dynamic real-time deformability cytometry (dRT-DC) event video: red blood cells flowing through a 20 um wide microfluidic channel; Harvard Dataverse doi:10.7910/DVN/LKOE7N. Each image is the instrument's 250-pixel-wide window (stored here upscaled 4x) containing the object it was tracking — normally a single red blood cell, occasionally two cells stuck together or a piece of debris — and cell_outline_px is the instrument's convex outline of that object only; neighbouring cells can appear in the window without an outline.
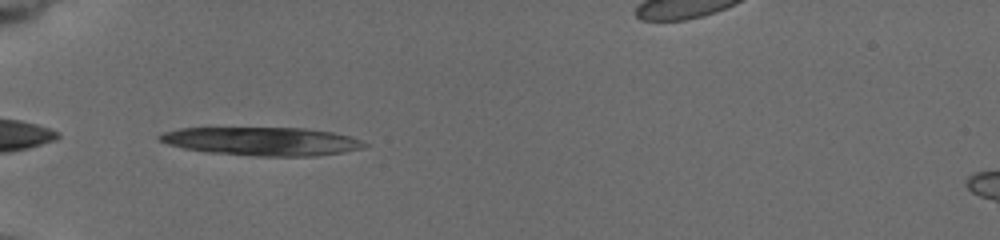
{"species": "common noctule bat (a hibernating species)", "species_latin": "Nyctalus noctula", "temperature_condition": "cold", "stored_images_in_passage": 32, "camera_frame_rate_fps": 3000, "um_per_image_px": 0.085, "animal": {"sex": "female", "body_mass_g": 19.5, "forearm_length_mm": 54.1}, "frame": {"image": 1, "passage_image": 3, "time_ms": 1.0, "image_size_px": [1000, 240], "cell_outline_px": [[368, 144], [360, 148], [344, 152], [316, 156], [256, 156], [208, 152], [184, 148], [168, 144], [160, 140], [156, 136], [164, 132], [180, 128], [304, 128], [332, 132], [352, 136]], "centroid_in_image_um": [22.28, 12.01], "position_along_channel_um": 62.7, "area_um2": 33.76}}
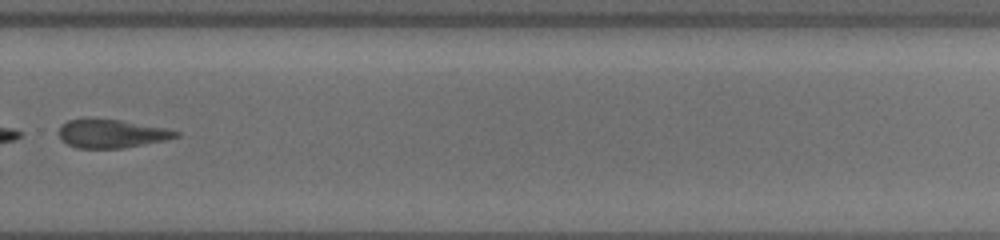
{"frame": {"image": 2, "passage_image": 20, "time_ms": 8.333, "image_size_px": [1000, 240], "cell_outline_px": [[180, 136], [164, 140], [120, 148], [76, 148], [68, 144], [60, 136], [60, 128], [68, 120], [88, 116], [120, 120], [164, 128], [180, 132]], "centroid_in_image_um": [9.45, 11.32], "position_along_channel_um": 320.4, "area_um2": 19.36}}
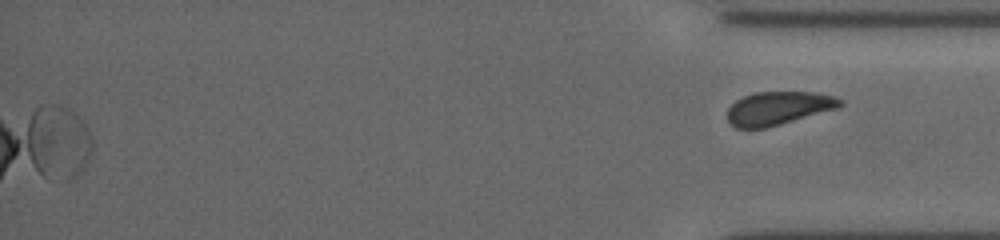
{"frame": {"image": 3, "passage_image": 32, "time_ms": 13.333, "image_size_px": [1000, 240], "cell_outline_px": [[844, 104], [840, 108], [768, 128], [736, 128], [728, 120], [728, 108], [736, 100], [744, 96], [756, 92], [812, 92], [832, 96], [844, 100]], "centroid_in_image_um": [66.2, 9.2], "position_along_channel_um": 369.0, "area_um2": 22.08}}